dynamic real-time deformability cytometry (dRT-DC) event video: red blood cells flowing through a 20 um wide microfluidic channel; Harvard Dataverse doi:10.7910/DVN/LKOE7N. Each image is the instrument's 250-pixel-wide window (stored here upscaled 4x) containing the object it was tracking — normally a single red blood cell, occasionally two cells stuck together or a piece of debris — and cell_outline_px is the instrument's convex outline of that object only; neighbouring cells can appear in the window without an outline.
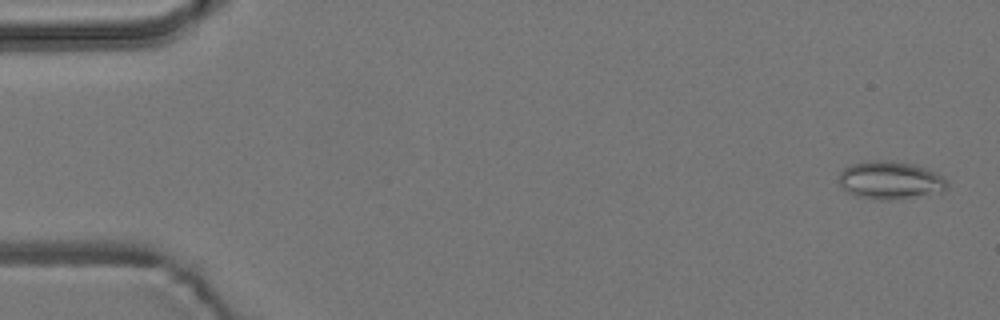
{"species": "common noctule bat (a hibernating species)", "species_latin": "Nyctalus noctula", "temperature_condition": "room temperature", "stored_images_in_passage": 5, "camera_frame_rate_fps": 3000, "um_per_image_px": 0.085, "animal": {"sex": "male", "body_mass_g": 19.2, "forearm_length_mm": 51.8}, "frame": {"image": 1, "passage_image": 1, "time_ms": 0.0, "image_size_px": [1000, 320], "cell_outline_px": [[948, 184], [944, 192], [884, 200], [856, 196], [848, 192], [840, 184], [840, 172], [844, 168], [852, 164], [872, 160], [892, 160], [916, 164], [936, 172], [948, 180]], "centroid_in_image_um": [75.71, 15.3], "position_along_channel_um": 9.3, "area_um2": 23.87}}